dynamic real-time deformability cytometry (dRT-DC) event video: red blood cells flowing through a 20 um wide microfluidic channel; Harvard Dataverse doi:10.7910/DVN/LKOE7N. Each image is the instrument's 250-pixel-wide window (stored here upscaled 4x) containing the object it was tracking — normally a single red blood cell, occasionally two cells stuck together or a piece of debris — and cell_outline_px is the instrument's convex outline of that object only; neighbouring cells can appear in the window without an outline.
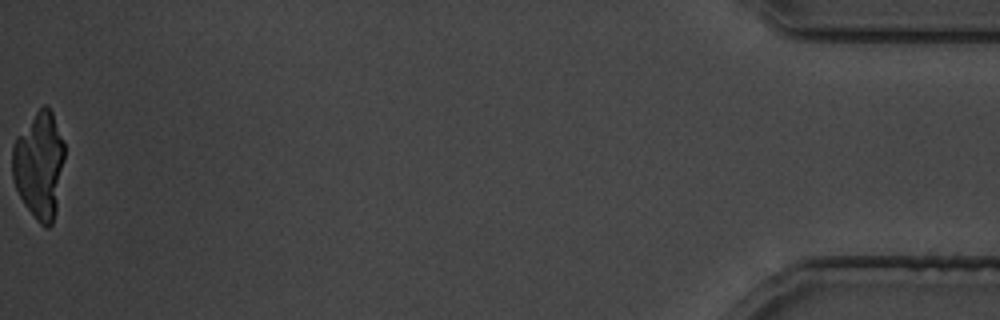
{"species": "common noctule bat (a hibernating species)", "species_latin": "Nyctalus noctula", "temperature_condition": "cold", "stored_images_in_passage": 31, "camera_frame_rate_fps": 3000, "um_per_image_px": 0.085, "animal": {"sex": "male", "body_mass_g": 19.5, "forearm_length_mm": 54.6}, "frame": {"image": 1, "passage_image": 31, "time_ms": 37.0, "image_size_px": [1000, 320], "cell_outline_px": [[64, 160], [56, 208], [52, 224], [48, 228], [44, 228], [36, 220], [24, 204], [16, 188], [12, 176], [12, 148], [16, 140], [36, 112], [44, 104], [52, 112], [64, 140]], "centroid_in_image_um": [3.34, 14.07], "position_along_channel_um": 431.9, "area_um2": 32.14}}